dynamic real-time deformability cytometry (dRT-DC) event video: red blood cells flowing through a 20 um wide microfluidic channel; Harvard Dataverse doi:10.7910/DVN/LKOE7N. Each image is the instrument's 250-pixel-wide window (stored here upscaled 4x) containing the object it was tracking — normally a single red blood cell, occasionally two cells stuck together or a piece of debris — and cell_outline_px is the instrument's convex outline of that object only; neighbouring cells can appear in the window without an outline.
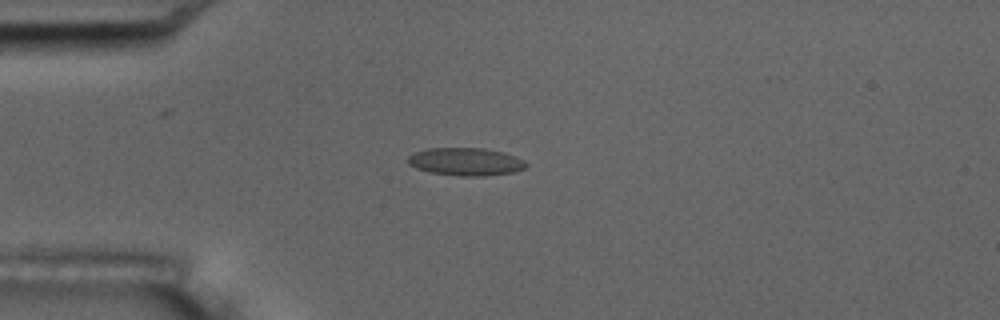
{"species": "common noctule bat (a hibernating species)", "species_latin": "Nyctalus noctula", "temperature_condition": "room temperature", "stored_images_in_passage": 8, "camera_frame_rate_fps": 3000, "um_per_image_px": 0.085, "animal": {"sex": "male", "body_mass_g": 17.5, "forearm_length_mm": 52.3}, "frame": {"image": 1, "passage_image": 4, "time_ms": 3.333, "image_size_px": [1000, 320], "cell_outline_px": [[528, 168], [512, 172], [484, 176], [460, 176], [428, 172], [416, 168], [408, 164], [408, 156], [416, 152], [428, 148], [484, 148], [504, 152], [516, 156], [524, 160], [528, 164]], "centroid_in_image_um": [39.62, 13.74], "position_along_channel_um": 45.4, "area_um2": 19.31}}